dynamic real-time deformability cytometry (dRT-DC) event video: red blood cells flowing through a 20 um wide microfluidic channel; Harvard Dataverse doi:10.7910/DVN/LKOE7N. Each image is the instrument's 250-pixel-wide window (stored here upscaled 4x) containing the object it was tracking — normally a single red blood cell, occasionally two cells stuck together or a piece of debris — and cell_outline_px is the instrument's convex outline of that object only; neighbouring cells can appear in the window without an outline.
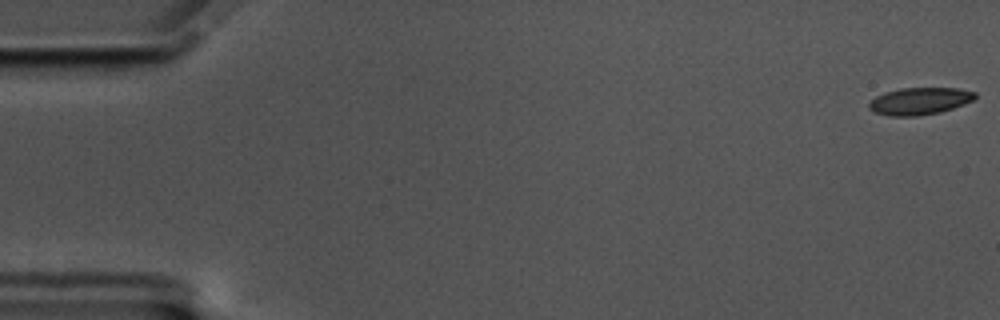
{"species": "common noctule bat (a hibernating species)", "species_latin": "Nyctalus noctula", "temperature_condition": "cold", "stored_images_in_passage": 50, "camera_frame_rate_fps": 3000, "um_per_image_px": 0.085, "animal": {"sex": "male", "body_mass_g": 17.5, "forearm_length_mm": 52.3}, "frame": {"image": 1, "passage_image": 1, "time_ms": 0.0, "image_size_px": [1000, 320], "cell_outline_px": [[976, 96], [972, 100], [964, 104], [940, 112], [916, 116], [888, 116], [872, 112], [868, 108], [868, 104], [876, 96], [884, 92], [900, 88], [960, 88], [976, 92]], "centroid_in_image_um": [78.13, 8.59], "position_along_channel_um": 6.9, "area_um2": 16.88}}
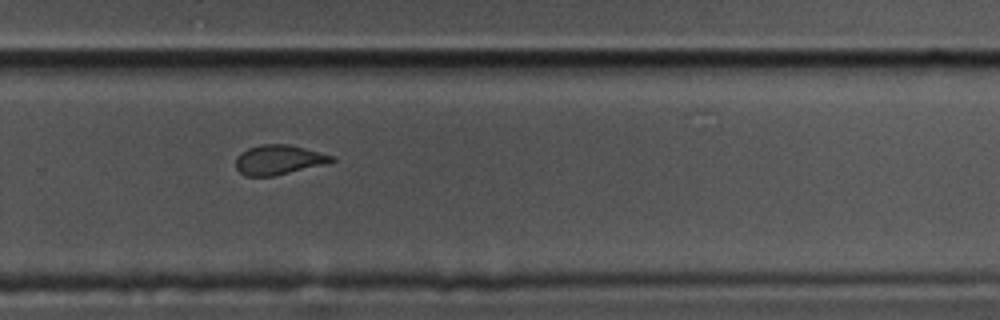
{"frame": {"image": 2, "passage_image": 41, "time_ms": 13.333, "image_size_px": [1000, 320], "cell_outline_px": [[336, 160], [328, 164], [272, 176], [244, 176], [236, 168], [236, 156], [240, 152], [248, 148], [260, 144], [288, 144], [336, 156]], "centroid_in_image_um": [23.71, 13.58], "position_along_channel_um": 306.1, "area_um2": 16.76}}
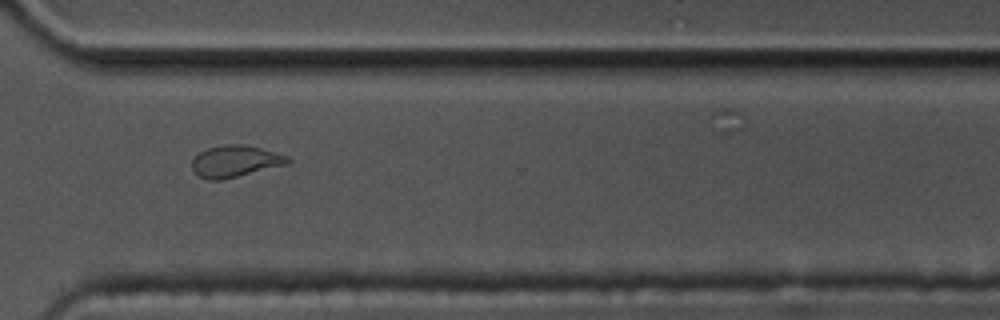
{"frame": {"image": 3, "passage_image": 45, "time_ms": 14.667, "image_size_px": [1000, 320], "cell_outline_px": [[292, 160], [288, 164], [220, 180], [208, 180], [200, 176], [192, 168], [192, 160], [200, 152], [208, 148], [224, 144], [244, 144], [260, 148], [288, 156]], "centroid_in_image_um": [20.0, 13.7], "position_along_channel_um": 350.6, "area_um2": 17.46}}